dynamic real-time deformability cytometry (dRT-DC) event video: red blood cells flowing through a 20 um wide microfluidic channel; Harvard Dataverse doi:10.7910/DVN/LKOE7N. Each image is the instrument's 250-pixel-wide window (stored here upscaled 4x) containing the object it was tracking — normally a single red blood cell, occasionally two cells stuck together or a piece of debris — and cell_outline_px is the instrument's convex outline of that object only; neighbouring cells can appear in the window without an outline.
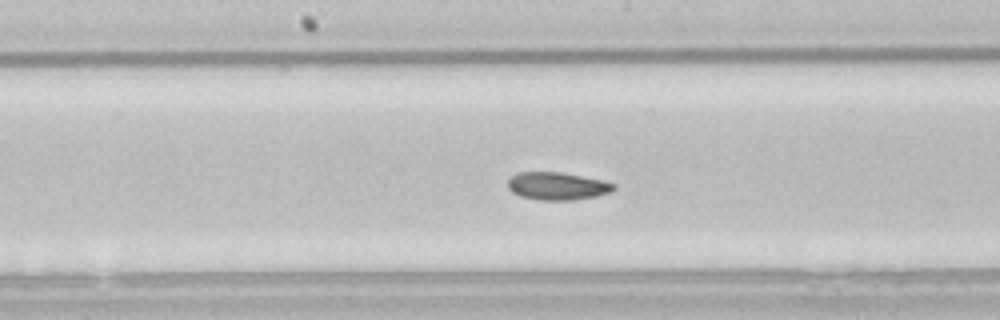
{"species": "common noctule bat (a hibernating species)", "species_latin": "Nyctalus noctula", "temperature_condition": "room temperature", "stored_images_in_passage": 40, "camera_frame_rate_fps": 3000, "um_per_image_px": 0.085, "animal": {"sex": "male", "body_mass_g": 21.5, "forearm_length_mm": 52.0}, "frame": {"image": 1, "passage_image": 23, "time_ms": 7.333, "image_size_px": [1000, 320], "cell_outline_px": [[616, 188], [612, 192], [596, 196], [572, 200], [540, 200], [520, 196], [512, 192], [508, 188], [508, 180], [516, 172], [560, 172], [600, 180], [616, 184]], "centroid_in_image_um": [47.36, 15.82], "position_along_channel_um": 200.8, "area_um2": 17.05}, "authors_computed_cell_mechanics": {"area_um2": 17.6868, "velocity_mm_per_s": 3.8545, "shape_relaxation_time_tau1_ms": 4.4059, "shape_relaxation_time_tau2_ms": 5.6333, "deformation_change_tau1": 0.0973, "deformation_change_tau2": 0.1049}}